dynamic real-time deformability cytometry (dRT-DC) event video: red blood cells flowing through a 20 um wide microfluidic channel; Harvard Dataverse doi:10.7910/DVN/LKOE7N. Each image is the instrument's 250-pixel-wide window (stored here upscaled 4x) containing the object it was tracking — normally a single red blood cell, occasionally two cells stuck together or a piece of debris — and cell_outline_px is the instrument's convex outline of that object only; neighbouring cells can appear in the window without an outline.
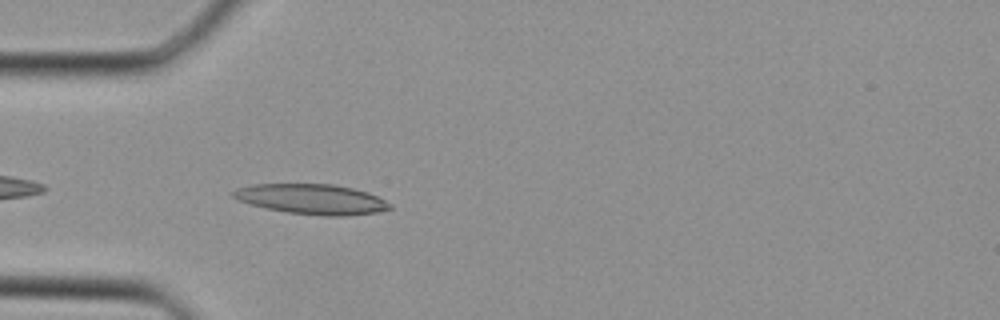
{"species": "Egyptian fruit bat (a non-hibernating species)", "species_latin": "Rousettus aegyptiacus", "temperature_condition": "cold", "stored_images_in_passage": 30, "camera_frame_rate_fps": 3000, "um_per_image_px": 0.085, "animal": {"sex": "female"}, "frame": {"image": 1, "passage_image": 4, "time_ms": 1.0, "image_size_px": [1000, 320], "cell_outline_px": [[392, 208], [376, 212], [344, 216], [320, 216], [288, 212], [268, 208], [236, 200], [232, 196], [232, 192], [236, 188], [252, 184], [332, 184], [352, 188], [368, 192], [392, 204]], "centroid_in_image_um": [26.49, 16.92], "position_along_channel_um": 58.5, "area_um2": 27.4}}
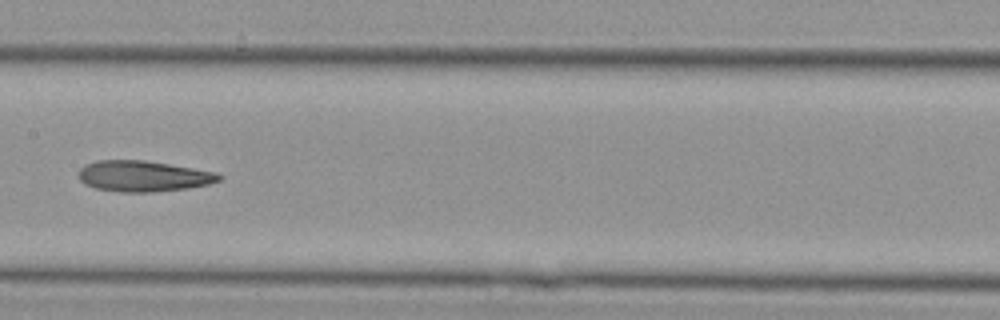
{"frame": {"image": 2, "passage_image": 12, "time_ms": 3.667, "image_size_px": [1000, 320], "cell_outline_px": [[224, 176], [220, 180], [208, 184], [188, 188], [152, 192], [120, 192], [96, 188], [84, 184], [76, 176], [80, 168], [84, 164], [100, 160], [144, 160], [216, 172]], "centroid_in_image_um": [12.14, 14.97], "position_along_channel_um": 195.3, "area_um2": 25.32}}
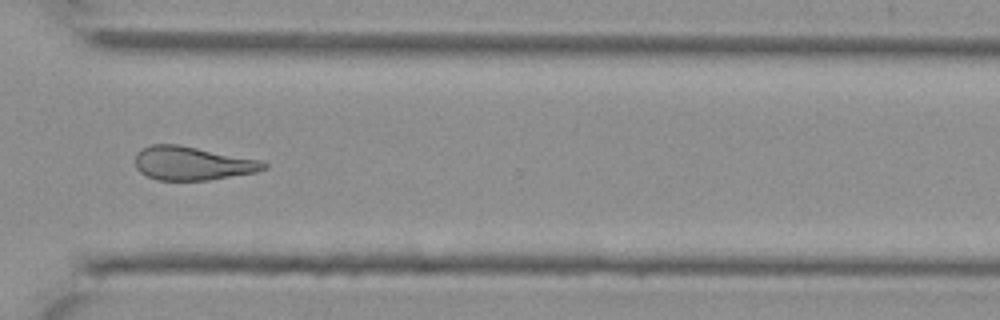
{"frame": {"image": 3, "passage_image": 21, "time_ms": 6.667, "image_size_px": [1000, 320], "cell_outline_px": [[268, 168], [256, 172], [208, 180], [156, 180], [140, 172], [136, 168], [136, 152], [152, 144], [180, 144], [260, 160], [268, 164]], "centroid_in_image_um": [16.35, 13.88], "position_along_channel_um": 354.2, "area_um2": 25.2}}